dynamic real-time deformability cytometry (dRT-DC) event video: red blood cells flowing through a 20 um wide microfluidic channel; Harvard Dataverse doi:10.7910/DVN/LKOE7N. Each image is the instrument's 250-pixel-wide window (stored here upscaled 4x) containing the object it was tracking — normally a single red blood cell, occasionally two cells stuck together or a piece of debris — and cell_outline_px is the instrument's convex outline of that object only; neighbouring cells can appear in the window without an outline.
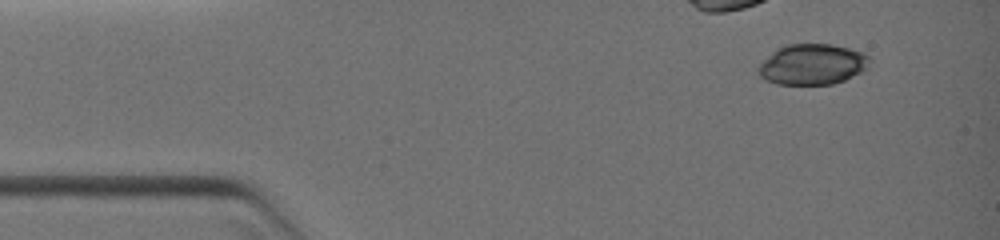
{"species": "common noctule bat (a hibernating species)", "species_latin": "Nyctalus noctula", "temperature_condition": "warm", "stored_images_in_passage": 7, "camera_frame_rate_fps": 3000, "um_per_image_px": 0.085, "animal": {"sex": "female", "body_mass_g": 19.0, "forearm_length_mm": 51.5}, "frame": {"image": 1, "passage_image": 1, "time_ms": 0.0, "image_size_px": [1000, 240], "cell_outline_px": [[872, 60], [868, 68], [844, 80], [832, 84], [776, 84], [760, 76], [756, 68], [776, 48], [788, 44], [832, 44], [864, 52]], "centroid_in_image_um": [69.07, 5.46], "position_along_channel_um": 15.9, "area_um2": 26.41}}
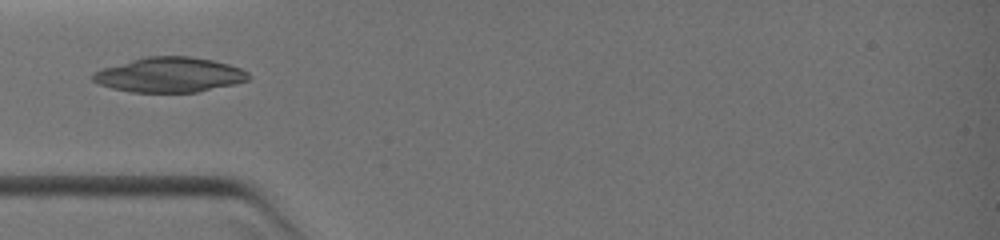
{"frame": {"image": 2, "passage_image": 5, "time_ms": 3.0, "image_size_px": [1000, 240], "cell_outline_px": [[252, 76], [248, 80], [232, 84], [196, 92], [132, 92], [112, 88], [100, 84], [92, 80], [92, 72], [104, 68], [132, 60], [148, 56], [192, 56], [212, 60], [228, 64], [240, 68], [248, 72]], "centroid_in_image_um": [14.42, 6.35], "position_along_channel_um": 70.6, "area_um2": 31.39}}
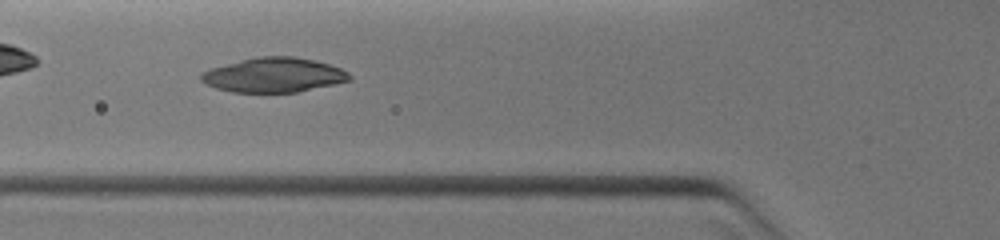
{"frame": {"image": 3, "passage_image": 6, "time_ms": 3.667, "image_size_px": [1000, 240], "cell_outline_px": [[352, 80], [336, 84], [296, 92], [232, 92], [216, 88], [204, 84], [200, 80], [200, 76], [204, 72], [212, 68], [240, 60], [256, 56], [296, 56], [316, 60], [340, 68], [348, 72], [352, 76]], "centroid_in_image_um": [23.3, 6.37], "position_along_channel_um": 102.5, "area_um2": 30.0}}